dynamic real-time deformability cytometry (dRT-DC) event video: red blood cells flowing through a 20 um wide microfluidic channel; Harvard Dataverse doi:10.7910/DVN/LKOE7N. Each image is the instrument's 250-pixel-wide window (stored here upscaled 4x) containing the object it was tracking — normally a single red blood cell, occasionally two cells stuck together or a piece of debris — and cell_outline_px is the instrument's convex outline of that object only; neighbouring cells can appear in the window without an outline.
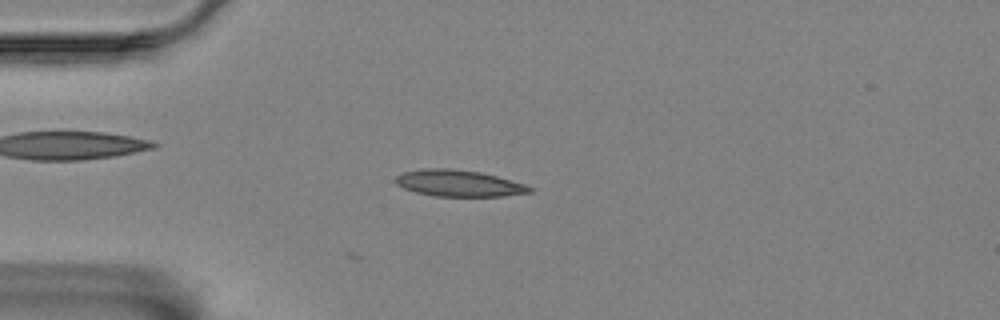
{"species": "Egyptian fruit bat (a non-hibernating species)", "species_latin": "Rousettus aegyptiacus", "temperature_condition": "room temperature", "stored_images_in_passage": 14, "camera_frame_rate_fps": 3000, "um_per_image_px": 0.085, "animal": {"sex": "female"}, "frame": {"image": 1, "passage_image": 14, "time_ms": 4.333, "image_size_px": [1000, 320], "cell_outline_px": [[532, 192], [504, 196], [436, 196], [416, 192], [404, 188], [396, 184], [396, 176], [404, 172], [424, 168], [452, 168], [480, 172], [496, 176], [524, 184], [532, 188]], "centroid_in_image_um": [38.98, 15.57], "position_along_channel_um": 46.0, "area_um2": 20.52}}